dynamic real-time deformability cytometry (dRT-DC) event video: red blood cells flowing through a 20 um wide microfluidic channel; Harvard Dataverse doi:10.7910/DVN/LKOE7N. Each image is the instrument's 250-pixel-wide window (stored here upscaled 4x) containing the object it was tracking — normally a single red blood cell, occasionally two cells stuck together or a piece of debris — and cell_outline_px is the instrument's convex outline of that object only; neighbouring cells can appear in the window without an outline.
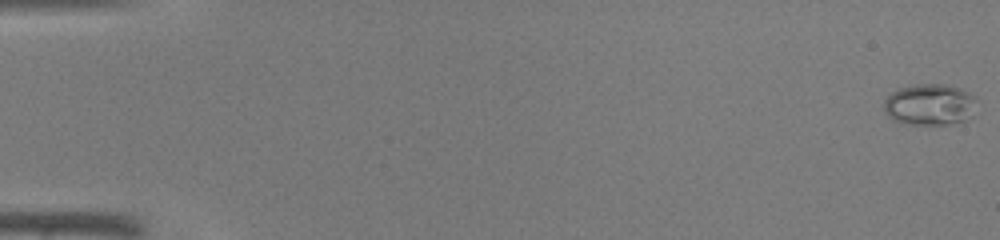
{"species": "common noctule bat (a hibernating species)", "species_latin": "Nyctalus noctula", "temperature_condition": "warm", "stored_images_in_passage": 46, "camera_frame_rate_fps": 3000, "um_per_image_px": 0.085, "animal": {"sex": "male", "body_mass_g": 19.0, "forearm_length_mm": 50.8}, "frame": {"image": 1, "passage_image": 1, "time_ms": 0.0, "image_size_px": [1000, 240], "cell_outline_px": [[976, 96], [972, 116], [968, 120], [948, 124], [908, 124], [892, 120], [884, 112], [884, 100], [892, 92], [900, 88], [920, 84], [944, 84], [968, 92]], "centroid_in_image_um": [79.02, 8.9], "position_along_channel_um": 6.0, "area_um2": 22.31}}
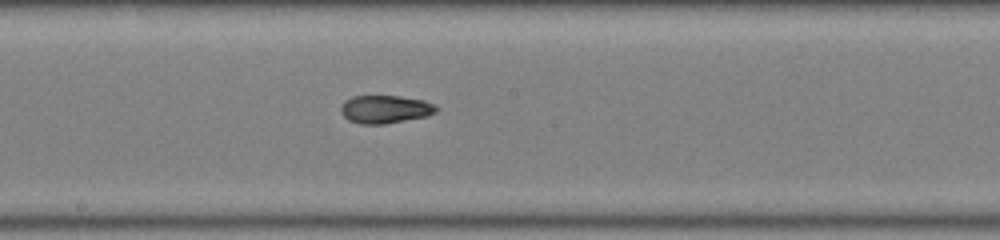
{"frame": {"image": 2, "passage_image": 26, "time_ms": 8.333, "image_size_px": [1000, 240], "cell_outline_px": [[440, 108], [436, 112], [428, 116], [384, 124], [360, 124], [348, 120], [340, 112], [340, 108], [344, 100], [352, 96], [400, 96], [424, 100], [436, 104]], "centroid_in_image_um": [32.76, 9.28], "position_along_channel_um": 215.4, "area_um2": 15.84}}
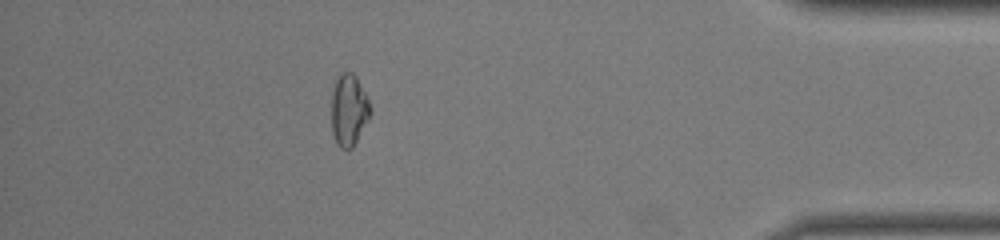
{"frame": {"image": 3, "passage_image": 41, "time_ms": 13.333, "image_size_px": [1000, 240], "cell_outline_px": [[372, 112], [368, 120], [352, 148], [340, 148], [336, 144], [332, 132], [332, 88], [336, 80], [344, 72], [352, 72], [356, 76], [372, 108]], "centroid_in_image_um": [29.65, 9.37], "position_along_channel_um": 405.6, "area_um2": 16.13}}